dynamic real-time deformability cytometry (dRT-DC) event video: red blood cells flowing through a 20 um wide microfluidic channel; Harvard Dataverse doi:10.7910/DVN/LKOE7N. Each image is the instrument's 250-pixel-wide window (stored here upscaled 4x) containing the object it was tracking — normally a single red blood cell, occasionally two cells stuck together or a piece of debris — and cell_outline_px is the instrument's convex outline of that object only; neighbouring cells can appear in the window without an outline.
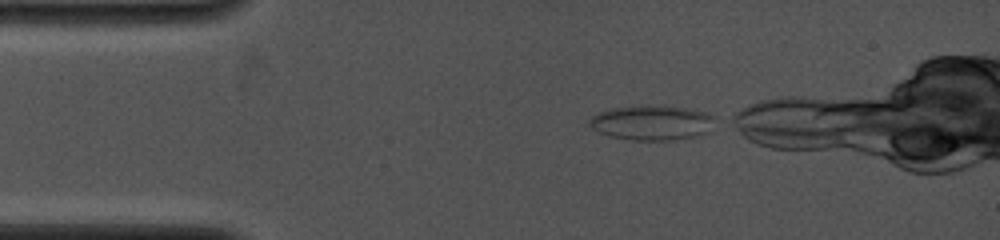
{"species": "common noctule bat (a hibernating species)", "species_latin": "Nyctalus noctula", "temperature_condition": "cold", "stored_images_in_passage": 11, "camera_frame_rate_fps": 4000, "um_per_image_px": 0.085, "animal": {"sex": "female", "body_mass_g": 19.0, "forearm_length_mm": 53.3}, "frame": {"image": 1, "passage_image": 1, "time_ms": 0.0, "image_size_px": [1000, 240], "cell_outline_px": [[720, 120], [712, 132], [696, 136], [672, 140], [632, 140], [612, 136], [600, 132], [592, 128], [588, 124], [588, 120], [592, 116], [600, 112], [612, 108], [644, 104], [664, 104], [688, 108], [708, 112], [716, 116]], "centroid_in_image_um": [55.56, 10.4], "position_along_channel_um": 29.4, "area_um2": 26.53}}